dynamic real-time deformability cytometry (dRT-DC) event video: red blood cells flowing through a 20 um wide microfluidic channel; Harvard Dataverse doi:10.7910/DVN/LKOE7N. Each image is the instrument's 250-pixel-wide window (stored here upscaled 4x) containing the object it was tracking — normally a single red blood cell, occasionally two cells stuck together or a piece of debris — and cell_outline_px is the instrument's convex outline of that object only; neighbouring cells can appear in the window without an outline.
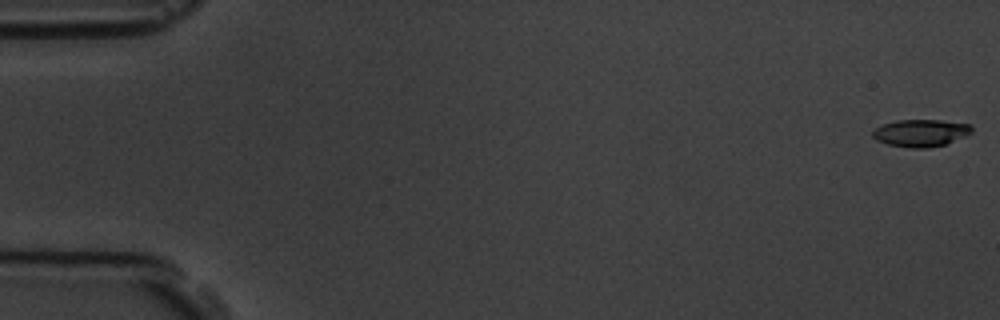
{"species": "common noctule bat (a hibernating species)", "species_latin": "Nyctalus noctula", "temperature_condition": "room temperature", "stored_images_in_passage": 57, "camera_frame_rate_fps": 3000, "um_per_image_px": 0.085, "animal": {"sex": "male", "body_mass_g": 19.5, "forearm_length_mm": 54.6}, "frame": {"image": 1, "passage_image": 1, "time_ms": 0.0, "image_size_px": [1000, 320], "cell_outline_px": [[972, 132], [964, 136], [944, 144], [924, 148], [912, 148], [888, 144], [876, 140], [872, 136], [872, 132], [876, 128], [884, 124], [896, 120], [940, 120], [972, 124]], "centroid_in_image_um": [78.26, 11.29], "position_along_channel_um": 6.7, "area_um2": 15.55}}
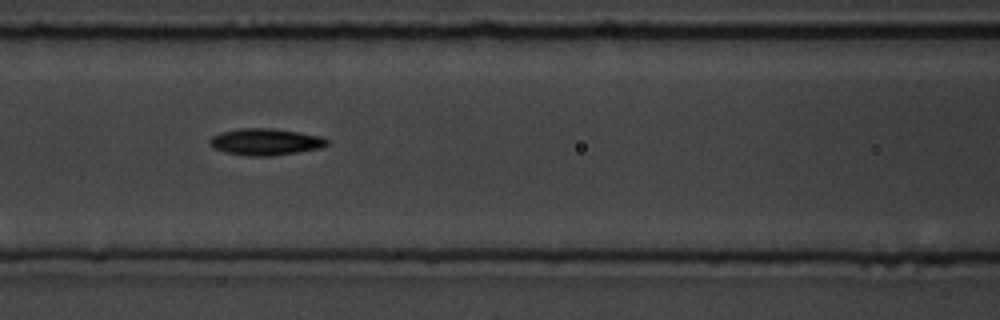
{"frame": {"image": 2, "passage_image": 25, "time_ms": 8.0, "image_size_px": [1000, 320], "cell_outline_px": [[328, 144], [320, 148], [272, 156], [248, 156], [224, 152], [208, 144], [208, 140], [212, 136], [220, 132], [240, 128], [268, 128], [324, 136], [328, 140]], "centroid_in_image_um": [22.54, 12.05], "position_along_channel_um": 144.1, "area_um2": 18.21}}
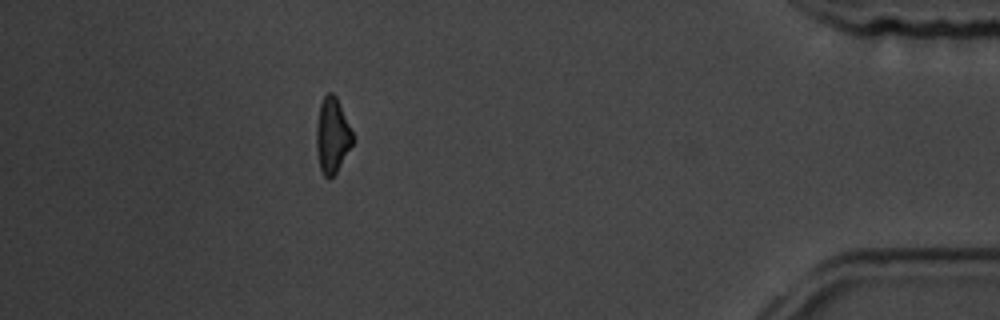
{"frame": {"image": 3, "passage_image": 51, "time_ms": 16.667, "image_size_px": [1000, 320], "cell_outline_px": [[352, 144], [336, 172], [328, 180], [324, 176], [320, 168], [316, 148], [316, 124], [320, 104], [324, 96], [328, 92], [332, 92], [336, 96], [352, 132]], "centroid_in_image_um": [28.21, 11.51], "position_along_channel_um": 407.0, "area_um2": 15.66}, "authors_computed_cell_mechanics": {"area_um2": 16.8198, "velocity_mm_per_s": 3.6232, "shape_relaxation_time_tau1_ms": 4.0478, "shape_relaxation_time_tau2_ms": 3.6404, "deformation_change_tau1": 0.1462, "deformation_change_tau2": 0.1027}}